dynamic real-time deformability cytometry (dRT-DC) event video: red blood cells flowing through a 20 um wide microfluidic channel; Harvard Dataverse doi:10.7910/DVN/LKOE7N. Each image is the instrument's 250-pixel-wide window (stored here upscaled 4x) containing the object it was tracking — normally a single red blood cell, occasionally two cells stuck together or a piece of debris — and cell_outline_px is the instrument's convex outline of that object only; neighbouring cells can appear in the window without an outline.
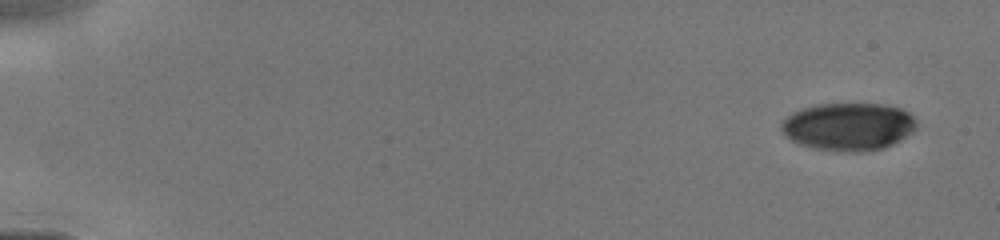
{"species": "human", "species_latin": "Homo sapiens", "temperature_condition": "cold", "stored_images_in_passage": 29, "camera_frame_rate_fps": 3000, "um_per_image_px": 0.085, "donor": {"sex": "male"}, "frame": {"image": 1, "passage_image": 1, "time_ms": 0.0, "image_size_px": [1000, 240], "cell_outline_px": [[916, 128], [912, 132], [900, 140], [884, 148], [860, 152], [836, 152], [812, 148], [800, 144], [792, 140], [780, 128], [780, 124], [792, 112], [816, 104], [884, 104], [900, 108], [908, 112], [916, 120]], "centroid_in_image_um": [72.12, 10.77], "position_along_channel_um": 12.9, "area_um2": 37.69}}
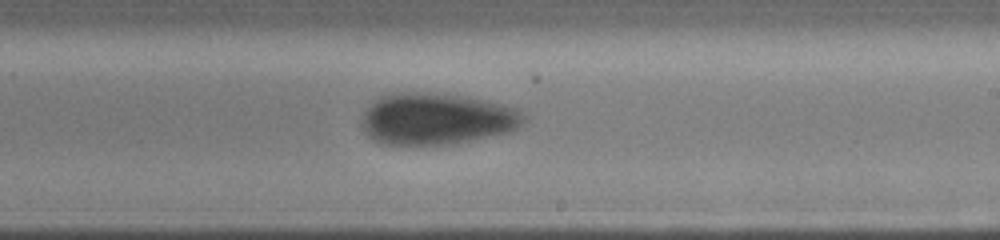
{"frame": {"image": 2, "passage_image": 17, "time_ms": 9.0, "image_size_px": [1000, 240], "cell_outline_px": [[528, 120], [516, 128], [508, 132], [472, 140], [448, 144], [380, 144], [372, 140], [364, 132], [360, 124], [364, 112], [380, 96], [400, 92], [436, 92], [484, 100], [504, 104], [516, 108], [528, 116]], "centroid_in_image_um": [37.11, 10.1], "position_along_channel_um": 251.9, "area_um2": 48.9}}
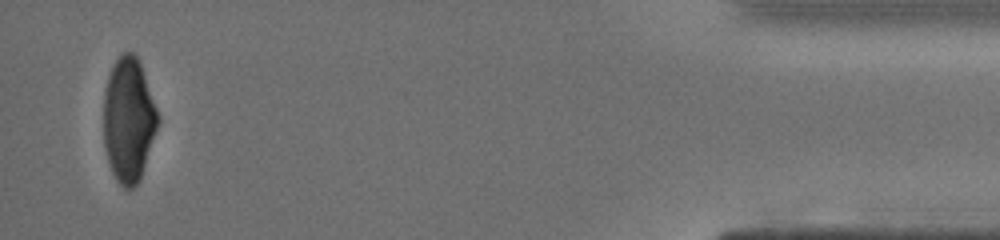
{"frame": {"image": 3, "passage_image": 29, "time_ms": 14.333, "image_size_px": [1000, 240], "cell_outline_px": [[160, 120], [140, 180], [132, 188], [124, 188], [116, 180], [112, 172], [108, 160], [104, 144], [104, 92], [108, 76], [116, 60], [124, 52], [132, 52], [136, 56], [140, 64], [156, 108]], "centroid_in_image_um": [10.92, 10.21], "position_along_channel_um": 424.3, "area_um2": 38.96}}